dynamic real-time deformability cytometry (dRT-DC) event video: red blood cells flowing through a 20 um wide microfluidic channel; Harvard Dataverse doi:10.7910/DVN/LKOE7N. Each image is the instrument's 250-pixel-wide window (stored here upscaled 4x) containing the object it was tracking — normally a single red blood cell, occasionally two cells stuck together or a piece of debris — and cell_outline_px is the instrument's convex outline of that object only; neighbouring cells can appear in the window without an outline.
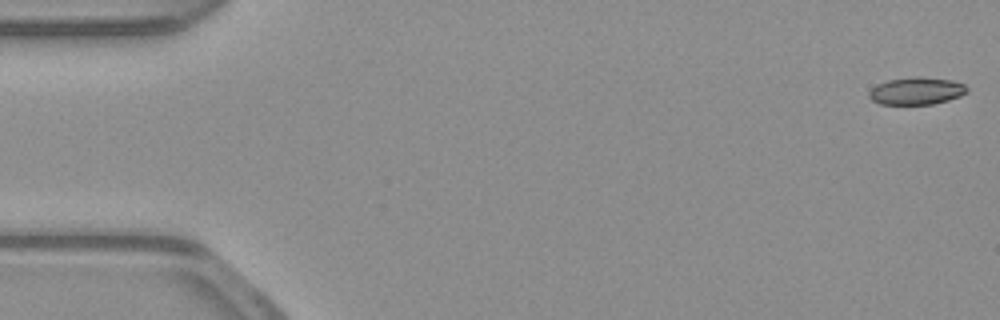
{"species": "common noctule bat (a hibernating species)", "species_latin": "Nyctalus noctula", "temperature_condition": "warm", "stored_images_in_passage": 53, "camera_frame_rate_fps": 3000, "um_per_image_px": 0.085, "animal": {"sex": "male", "body_mass_g": 23.1, "forearm_length_mm": 52.7}, "frame": {"image": 1, "passage_image": 1, "time_ms": 0.0, "image_size_px": [1000, 320], "cell_outline_px": [[968, 92], [960, 96], [948, 100], [932, 104], [880, 104], [872, 100], [868, 96], [868, 92], [876, 84], [888, 80], [916, 76], [952, 80], [964, 84], [968, 88]], "centroid_in_image_um": [77.89, 7.73], "position_along_channel_um": 7.1, "area_um2": 15.66}}
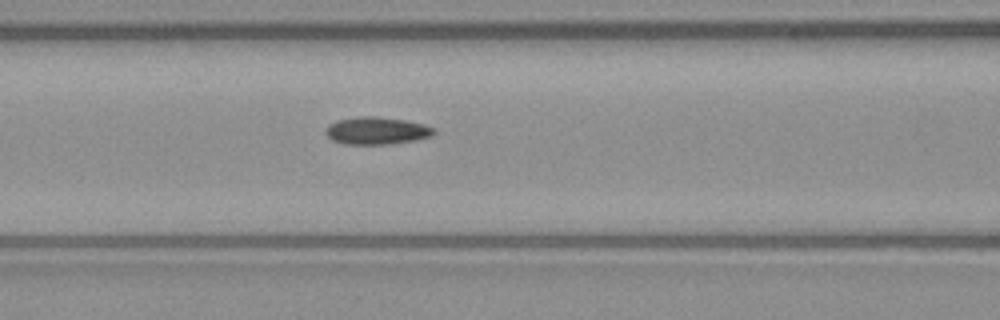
{"frame": {"image": 2, "passage_image": 22, "time_ms": 7.0, "image_size_px": [1000, 320], "cell_outline_px": [[436, 132], [432, 136], [416, 140], [388, 144], [344, 144], [332, 140], [324, 132], [324, 128], [328, 124], [336, 120], [356, 116], [376, 116], [404, 120], [424, 124], [436, 128]], "centroid_in_image_um": [32.0, 11.1], "position_along_channel_um": 134.6, "area_um2": 17.57}}
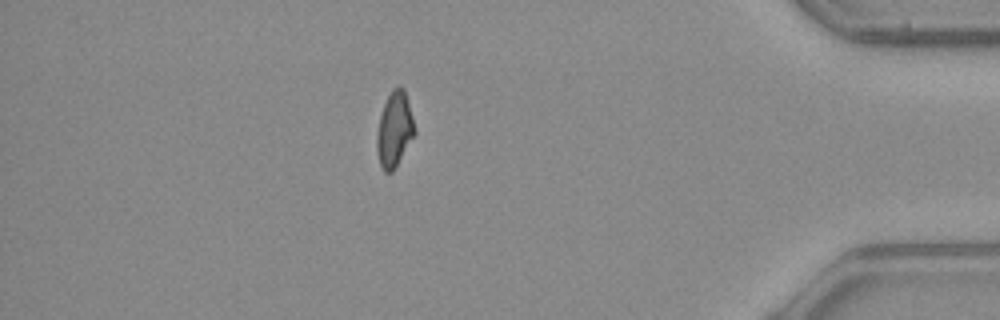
{"frame": {"image": 3, "passage_image": 46, "time_ms": 15.0, "image_size_px": [1000, 320], "cell_outline_px": [[416, 132], [392, 172], [384, 172], [380, 168], [376, 152], [376, 136], [380, 116], [384, 104], [392, 88], [400, 84], [404, 88], [416, 128]], "centroid_in_image_um": [33.52, 11.0], "position_along_channel_um": 401.7, "area_um2": 16.65}, "authors_computed_cell_mechanics": {"area_um2": 16.6464, "velocity_mm_per_s": 3.9186, "shape_relaxation_time_tau1_ms": null, "shape_relaxation_time_tau2_ms": 4.812, "deformation_change_tau1": null, "deformation_change_tau2": 0.0988}}